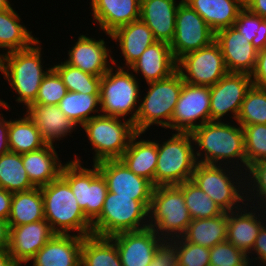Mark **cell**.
I'll return each instance as SVG.
<instances>
[{"instance_id": "cb8c5ba5", "label": "cell", "mask_w": 266, "mask_h": 266, "mask_svg": "<svg viewBox=\"0 0 266 266\" xmlns=\"http://www.w3.org/2000/svg\"><path fill=\"white\" fill-rule=\"evenodd\" d=\"M92 19L99 30L111 34L118 27L140 19L141 0H90Z\"/></svg>"}, {"instance_id": "7a4b0ae2", "label": "cell", "mask_w": 266, "mask_h": 266, "mask_svg": "<svg viewBox=\"0 0 266 266\" xmlns=\"http://www.w3.org/2000/svg\"><path fill=\"white\" fill-rule=\"evenodd\" d=\"M39 44L37 40L27 49L1 53L0 72L9 82L11 90L18 94L15 101L24 103L26 108L35 101L44 76L52 68L44 69L42 45Z\"/></svg>"}, {"instance_id": "4316f807", "label": "cell", "mask_w": 266, "mask_h": 266, "mask_svg": "<svg viewBox=\"0 0 266 266\" xmlns=\"http://www.w3.org/2000/svg\"><path fill=\"white\" fill-rule=\"evenodd\" d=\"M177 61L173 57L170 44L156 41L150 45L128 69L140 74L145 82L159 81L176 71Z\"/></svg>"}, {"instance_id": "ee69618b", "label": "cell", "mask_w": 266, "mask_h": 266, "mask_svg": "<svg viewBox=\"0 0 266 266\" xmlns=\"http://www.w3.org/2000/svg\"><path fill=\"white\" fill-rule=\"evenodd\" d=\"M67 92L61 77L51 68L44 76L38 95L32 104L58 105Z\"/></svg>"}, {"instance_id": "681fc988", "label": "cell", "mask_w": 266, "mask_h": 266, "mask_svg": "<svg viewBox=\"0 0 266 266\" xmlns=\"http://www.w3.org/2000/svg\"><path fill=\"white\" fill-rule=\"evenodd\" d=\"M250 77L254 86L266 88V47L258 51L256 65Z\"/></svg>"}, {"instance_id": "52a82bcc", "label": "cell", "mask_w": 266, "mask_h": 266, "mask_svg": "<svg viewBox=\"0 0 266 266\" xmlns=\"http://www.w3.org/2000/svg\"><path fill=\"white\" fill-rule=\"evenodd\" d=\"M183 79L176 70L169 77L147 83L148 89L140 99L139 110L133 123L135 131L145 133L152 125L167 129L178 101Z\"/></svg>"}, {"instance_id": "8d00e7d4", "label": "cell", "mask_w": 266, "mask_h": 266, "mask_svg": "<svg viewBox=\"0 0 266 266\" xmlns=\"http://www.w3.org/2000/svg\"><path fill=\"white\" fill-rule=\"evenodd\" d=\"M0 188L12 193L35 188L23 166L21 154L8 152L0 155Z\"/></svg>"}, {"instance_id": "8992f818", "label": "cell", "mask_w": 266, "mask_h": 266, "mask_svg": "<svg viewBox=\"0 0 266 266\" xmlns=\"http://www.w3.org/2000/svg\"><path fill=\"white\" fill-rule=\"evenodd\" d=\"M148 210V227L163 240L182 237L192 220L176 185L154 187Z\"/></svg>"}, {"instance_id": "ffe728a7", "label": "cell", "mask_w": 266, "mask_h": 266, "mask_svg": "<svg viewBox=\"0 0 266 266\" xmlns=\"http://www.w3.org/2000/svg\"><path fill=\"white\" fill-rule=\"evenodd\" d=\"M105 43L104 39L96 40L80 34L77 42L68 50V59L64 62L83 72L102 77L113 66L114 58Z\"/></svg>"}, {"instance_id": "836d02e7", "label": "cell", "mask_w": 266, "mask_h": 266, "mask_svg": "<svg viewBox=\"0 0 266 266\" xmlns=\"http://www.w3.org/2000/svg\"><path fill=\"white\" fill-rule=\"evenodd\" d=\"M15 120L9 119L8 140L10 152L23 154L46 145L32 119L25 113Z\"/></svg>"}, {"instance_id": "7bdbcfd3", "label": "cell", "mask_w": 266, "mask_h": 266, "mask_svg": "<svg viewBox=\"0 0 266 266\" xmlns=\"http://www.w3.org/2000/svg\"><path fill=\"white\" fill-rule=\"evenodd\" d=\"M244 133L247 168L266 160V124L241 126Z\"/></svg>"}, {"instance_id": "e575fe53", "label": "cell", "mask_w": 266, "mask_h": 266, "mask_svg": "<svg viewBox=\"0 0 266 266\" xmlns=\"http://www.w3.org/2000/svg\"><path fill=\"white\" fill-rule=\"evenodd\" d=\"M80 266H122L116 244L109 237H84Z\"/></svg>"}, {"instance_id": "83f0119b", "label": "cell", "mask_w": 266, "mask_h": 266, "mask_svg": "<svg viewBox=\"0 0 266 266\" xmlns=\"http://www.w3.org/2000/svg\"><path fill=\"white\" fill-rule=\"evenodd\" d=\"M21 156L27 175L35 187L45 186L61 176L64 165L54 145L46 144L39 150Z\"/></svg>"}, {"instance_id": "f6af8a7d", "label": "cell", "mask_w": 266, "mask_h": 266, "mask_svg": "<svg viewBox=\"0 0 266 266\" xmlns=\"http://www.w3.org/2000/svg\"><path fill=\"white\" fill-rule=\"evenodd\" d=\"M248 257L227 240L210 248V266H253Z\"/></svg>"}, {"instance_id": "f907efd6", "label": "cell", "mask_w": 266, "mask_h": 266, "mask_svg": "<svg viewBox=\"0 0 266 266\" xmlns=\"http://www.w3.org/2000/svg\"><path fill=\"white\" fill-rule=\"evenodd\" d=\"M13 193L0 188V219L8 220L11 212V200Z\"/></svg>"}, {"instance_id": "7c38bea8", "label": "cell", "mask_w": 266, "mask_h": 266, "mask_svg": "<svg viewBox=\"0 0 266 266\" xmlns=\"http://www.w3.org/2000/svg\"><path fill=\"white\" fill-rule=\"evenodd\" d=\"M176 70L184 82L201 86H213L228 73L216 41L180 57Z\"/></svg>"}, {"instance_id": "4fadbf2b", "label": "cell", "mask_w": 266, "mask_h": 266, "mask_svg": "<svg viewBox=\"0 0 266 266\" xmlns=\"http://www.w3.org/2000/svg\"><path fill=\"white\" fill-rule=\"evenodd\" d=\"M213 41L215 32L194 9L182 1L176 15L174 39L170 43L175 60Z\"/></svg>"}, {"instance_id": "db71d44e", "label": "cell", "mask_w": 266, "mask_h": 266, "mask_svg": "<svg viewBox=\"0 0 266 266\" xmlns=\"http://www.w3.org/2000/svg\"><path fill=\"white\" fill-rule=\"evenodd\" d=\"M10 227L6 220L0 219V251H7L9 248Z\"/></svg>"}, {"instance_id": "277c9868", "label": "cell", "mask_w": 266, "mask_h": 266, "mask_svg": "<svg viewBox=\"0 0 266 266\" xmlns=\"http://www.w3.org/2000/svg\"><path fill=\"white\" fill-rule=\"evenodd\" d=\"M244 173L228 165L222 167V165L197 163L191 181L203 190L224 212H231L247 204L246 195H244L246 194Z\"/></svg>"}, {"instance_id": "603a6c76", "label": "cell", "mask_w": 266, "mask_h": 266, "mask_svg": "<svg viewBox=\"0 0 266 266\" xmlns=\"http://www.w3.org/2000/svg\"><path fill=\"white\" fill-rule=\"evenodd\" d=\"M182 1L141 0L140 19L152 30L156 41L168 44L173 41L176 15Z\"/></svg>"}, {"instance_id": "74e56055", "label": "cell", "mask_w": 266, "mask_h": 266, "mask_svg": "<svg viewBox=\"0 0 266 266\" xmlns=\"http://www.w3.org/2000/svg\"><path fill=\"white\" fill-rule=\"evenodd\" d=\"M183 193L191 219H205L221 215L224 211L193 181L176 185Z\"/></svg>"}, {"instance_id": "6f0895ef", "label": "cell", "mask_w": 266, "mask_h": 266, "mask_svg": "<svg viewBox=\"0 0 266 266\" xmlns=\"http://www.w3.org/2000/svg\"><path fill=\"white\" fill-rule=\"evenodd\" d=\"M0 107L3 109H7L9 110V108L11 109L10 105L8 104V102H5L4 100L0 99ZM0 115H2V113H0Z\"/></svg>"}, {"instance_id": "60d3db41", "label": "cell", "mask_w": 266, "mask_h": 266, "mask_svg": "<svg viewBox=\"0 0 266 266\" xmlns=\"http://www.w3.org/2000/svg\"><path fill=\"white\" fill-rule=\"evenodd\" d=\"M233 27L259 51L266 47V19L251 13L244 7Z\"/></svg>"}, {"instance_id": "6da1fadb", "label": "cell", "mask_w": 266, "mask_h": 266, "mask_svg": "<svg viewBox=\"0 0 266 266\" xmlns=\"http://www.w3.org/2000/svg\"><path fill=\"white\" fill-rule=\"evenodd\" d=\"M236 124L238 126L230 122L209 121L193 130L191 135L197 148V162L222 166L230 164L231 167L246 172L244 133L241 125Z\"/></svg>"}, {"instance_id": "ba28073f", "label": "cell", "mask_w": 266, "mask_h": 266, "mask_svg": "<svg viewBox=\"0 0 266 266\" xmlns=\"http://www.w3.org/2000/svg\"><path fill=\"white\" fill-rule=\"evenodd\" d=\"M138 80L129 69L112 66L100 81V113L124 119L131 115L128 119L134 123L141 98Z\"/></svg>"}, {"instance_id": "9c48e42d", "label": "cell", "mask_w": 266, "mask_h": 266, "mask_svg": "<svg viewBox=\"0 0 266 266\" xmlns=\"http://www.w3.org/2000/svg\"><path fill=\"white\" fill-rule=\"evenodd\" d=\"M148 208L132 197L107 192L100 215L92 222V235L112 237L148 227Z\"/></svg>"}, {"instance_id": "3957f363", "label": "cell", "mask_w": 266, "mask_h": 266, "mask_svg": "<svg viewBox=\"0 0 266 266\" xmlns=\"http://www.w3.org/2000/svg\"><path fill=\"white\" fill-rule=\"evenodd\" d=\"M44 202V219L55 234L92 235V222L85 216L69 184L60 176L40 187ZM77 232V234H76Z\"/></svg>"}, {"instance_id": "9f6ffc18", "label": "cell", "mask_w": 266, "mask_h": 266, "mask_svg": "<svg viewBox=\"0 0 266 266\" xmlns=\"http://www.w3.org/2000/svg\"><path fill=\"white\" fill-rule=\"evenodd\" d=\"M11 6L8 0H0V12L10 9Z\"/></svg>"}, {"instance_id": "7dc6e473", "label": "cell", "mask_w": 266, "mask_h": 266, "mask_svg": "<svg viewBox=\"0 0 266 266\" xmlns=\"http://www.w3.org/2000/svg\"><path fill=\"white\" fill-rule=\"evenodd\" d=\"M148 266H179L177 245L172 240H163Z\"/></svg>"}, {"instance_id": "b9f144b4", "label": "cell", "mask_w": 266, "mask_h": 266, "mask_svg": "<svg viewBox=\"0 0 266 266\" xmlns=\"http://www.w3.org/2000/svg\"><path fill=\"white\" fill-rule=\"evenodd\" d=\"M245 178H247L245 179L246 203L250 204L254 200L256 202L253 201L251 205L256 203L255 205H259L258 207L266 209V160L249 165L245 172Z\"/></svg>"}, {"instance_id": "e0dca14e", "label": "cell", "mask_w": 266, "mask_h": 266, "mask_svg": "<svg viewBox=\"0 0 266 266\" xmlns=\"http://www.w3.org/2000/svg\"><path fill=\"white\" fill-rule=\"evenodd\" d=\"M117 247L122 266H148L163 241L153 228L129 231L109 237Z\"/></svg>"}, {"instance_id": "816d5d0a", "label": "cell", "mask_w": 266, "mask_h": 266, "mask_svg": "<svg viewBox=\"0 0 266 266\" xmlns=\"http://www.w3.org/2000/svg\"><path fill=\"white\" fill-rule=\"evenodd\" d=\"M9 120L0 115V155L10 152L8 140Z\"/></svg>"}, {"instance_id": "2e32d148", "label": "cell", "mask_w": 266, "mask_h": 266, "mask_svg": "<svg viewBox=\"0 0 266 266\" xmlns=\"http://www.w3.org/2000/svg\"><path fill=\"white\" fill-rule=\"evenodd\" d=\"M96 165L107 182L109 192L117 196L132 197L149 209L154 188L149 180L136 175L120 159L104 160Z\"/></svg>"}, {"instance_id": "ab89813d", "label": "cell", "mask_w": 266, "mask_h": 266, "mask_svg": "<svg viewBox=\"0 0 266 266\" xmlns=\"http://www.w3.org/2000/svg\"><path fill=\"white\" fill-rule=\"evenodd\" d=\"M241 126L266 124V88L252 85L236 120Z\"/></svg>"}, {"instance_id": "d6986e66", "label": "cell", "mask_w": 266, "mask_h": 266, "mask_svg": "<svg viewBox=\"0 0 266 266\" xmlns=\"http://www.w3.org/2000/svg\"><path fill=\"white\" fill-rule=\"evenodd\" d=\"M54 234L46 219L10 227L9 254L20 266H26Z\"/></svg>"}, {"instance_id": "30bf717a", "label": "cell", "mask_w": 266, "mask_h": 266, "mask_svg": "<svg viewBox=\"0 0 266 266\" xmlns=\"http://www.w3.org/2000/svg\"><path fill=\"white\" fill-rule=\"evenodd\" d=\"M85 130L90 144L93 146V163L104 160L120 159L128 148L131 138L137 133L129 119L98 115L87 121Z\"/></svg>"}, {"instance_id": "d590c367", "label": "cell", "mask_w": 266, "mask_h": 266, "mask_svg": "<svg viewBox=\"0 0 266 266\" xmlns=\"http://www.w3.org/2000/svg\"><path fill=\"white\" fill-rule=\"evenodd\" d=\"M58 107L73 123L77 126H83L90 119L100 115V94L68 91L61 99ZM94 113H98V115Z\"/></svg>"}, {"instance_id": "bcb514c9", "label": "cell", "mask_w": 266, "mask_h": 266, "mask_svg": "<svg viewBox=\"0 0 266 266\" xmlns=\"http://www.w3.org/2000/svg\"><path fill=\"white\" fill-rule=\"evenodd\" d=\"M177 245L179 266H210V249L185 241L182 237L172 240Z\"/></svg>"}, {"instance_id": "d6a6232c", "label": "cell", "mask_w": 266, "mask_h": 266, "mask_svg": "<svg viewBox=\"0 0 266 266\" xmlns=\"http://www.w3.org/2000/svg\"><path fill=\"white\" fill-rule=\"evenodd\" d=\"M44 219V202L40 187L14 192L11 200L9 227L20 226Z\"/></svg>"}, {"instance_id": "d4e9b609", "label": "cell", "mask_w": 266, "mask_h": 266, "mask_svg": "<svg viewBox=\"0 0 266 266\" xmlns=\"http://www.w3.org/2000/svg\"><path fill=\"white\" fill-rule=\"evenodd\" d=\"M111 40L119 42L121 54L124 58L125 66L116 65L118 60L113 59V66L119 68H129L136 62L142 53L154 42H156L152 30L141 20L133 21L129 24L118 27L111 34L106 33Z\"/></svg>"}, {"instance_id": "9a60e30c", "label": "cell", "mask_w": 266, "mask_h": 266, "mask_svg": "<svg viewBox=\"0 0 266 266\" xmlns=\"http://www.w3.org/2000/svg\"><path fill=\"white\" fill-rule=\"evenodd\" d=\"M252 85L249 74L227 73L210 86V121H222L230 112L236 123L242 102Z\"/></svg>"}, {"instance_id": "ac0fdd59", "label": "cell", "mask_w": 266, "mask_h": 266, "mask_svg": "<svg viewBox=\"0 0 266 266\" xmlns=\"http://www.w3.org/2000/svg\"><path fill=\"white\" fill-rule=\"evenodd\" d=\"M228 73L253 72L258 50L234 27L224 28L215 33Z\"/></svg>"}, {"instance_id": "7402d4cb", "label": "cell", "mask_w": 266, "mask_h": 266, "mask_svg": "<svg viewBox=\"0 0 266 266\" xmlns=\"http://www.w3.org/2000/svg\"><path fill=\"white\" fill-rule=\"evenodd\" d=\"M83 238L54 234L30 261L33 266H80Z\"/></svg>"}, {"instance_id": "1f68e13d", "label": "cell", "mask_w": 266, "mask_h": 266, "mask_svg": "<svg viewBox=\"0 0 266 266\" xmlns=\"http://www.w3.org/2000/svg\"><path fill=\"white\" fill-rule=\"evenodd\" d=\"M20 22L21 18L13 7L0 12V48L5 49L4 53L27 49L38 40Z\"/></svg>"}, {"instance_id": "f1b7e54d", "label": "cell", "mask_w": 266, "mask_h": 266, "mask_svg": "<svg viewBox=\"0 0 266 266\" xmlns=\"http://www.w3.org/2000/svg\"><path fill=\"white\" fill-rule=\"evenodd\" d=\"M136 133L130 140L128 148L120 160L136 175L149 180L154 186V175L157 167V141L142 139ZM137 138H141L140 140Z\"/></svg>"}, {"instance_id": "44dd1931", "label": "cell", "mask_w": 266, "mask_h": 266, "mask_svg": "<svg viewBox=\"0 0 266 266\" xmlns=\"http://www.w3.org/2000/svg\"><path fill=\"white\" fill-rule=\"evenodd\" d=\"M244 206L238 210L227 212V241L248 254L254 246L260 229L266 224V209L263 211L261 207L257 208L248 203ZM257 211L260 214H257ZM262 219H265V222Z\"/></svg>"}, {"instance_id": "5b68a950", "label": "cell", "mask_w": 266, "mask_h": 266, "mask_svg": "<svg viewBox=\"0 0 266 266\" xmlns=\"http://www.w3.org/2000/svg\"><path fill=\"white\" fill-rule=\"evenodd\" d=\"M158 142L154 187L179 185L191 180L198 163L191 133L175 132L170 139L161 144Z\"/></svg>"}, {"instance_id": "5bb4252c", "label": "cell", "mask_w": 266, "mask_h": 266, "mask_svg": "<svg viewBox=\"0 0 266 266\" xmlns=\"http://www.w3.org/2000/svg\"><path fill=\"white\" fill-rule=\"evenodd\" d=\"M199 120V122H197ZM210 121V86L183 83L171 123L175 132H192Z\"/></svg>"}, {"instance_id": "484cf974", "label": "cell", "mask_w": 266, "mask_h": 266, "mask_svg": "<svg viewBox=\"0 0 266 266\" xmlns=\"http://www.w3.org/2000/svg\"><path fill=\"white\" fill-rule=\"evenodd\" d=\"M25 109L46 144L54 145L55 141L63 140L77 127L58 105L30 104Z\"/></svg>"}, {"instance_id": "f5cc1de1", "label": "cell", "mask_w": 266, "mask_h": 266, "mask_svg": "<svg viewBox=\"0 0 266 266\" xmlns=\"http://www.w3.org/2000/svg\"><path fill=\"white\" fill-rule=\"evenodd\" d=\"M244 6L251 13L266 19V0H244Z\"/></svg>"}, {"instance_id": "f546056e", "label": "cell", "mask_w": 266, "mask_h": 266, "mask_svg": "<svg viewBox=\"0 0 266 266\" xmlns=\"http://www.w3.org/2000/svg\"><path fill=\"white\" fill-rule=\"evenodd\" d=\"M194 9L216 33L233 27L239 12L245 7L244 0H183Z\"/></svg>"}, {"instance_id": "4dcf8cb0", "label": "cell", "mask_w": 266, "mask_h": 266, "mask_svg": "<svg viewBox=\"0 0 266 266\" xmlns=\"http://www.w3.org/2000/svg\"><path fill=\"white\" fill-rule=\"evenodd\" d=\"M182 238L190 243L212 248L227 240V212L205 219H192Z\"/></svg>"}, {"instance_id": "8fae6325", "label": "cell", "mask_w": 266, "mask_h": 266, "mask_svg": "<svg viewBox=\"0 0 266 266\" xmlns=\"http://www.w3.org/2000/svg\"><path fill=\"white\" fill-rule=\"evenodd\" d=\"M75 159V160H74ZM78 156L64 164L61 177L69 184L79 207L93 222L102 212L108 192L107 182L96 164L85 168Z\"/></svg>"}, {"instance_id": "11a10c76", "label": "cell", "mask_w": 266, "mask_h": 266, "mask_svg": "<svg viewBox=\"0 0 266 266\" xmlns=\"http://www.w3.org/2000/svg\"><path fill=\"white\" fill-rule=\"evenodd\" d=\"M0 266H20L13 257L9 254V251H0Z\"/></svg>"}, {"instance_id": "c3c4849f", "label": "cell", "mask_w": 266, "mask_h": 266, "mask_svg": "<svg viewBox=\"0 0 266 266\" xmlns=\"http://www.w3.org/2000/svg\"><path fill=\"white\" fill-rule=\"evenodd\" d=\"M253 254L256 255L255 258L252 257ZM247 255L251 256V258L248 257L250 264L254 261L255 266L256 260H259L258 263L260 264L258 265L266 266V224L260 229L259 234L255 239L254 246Z\"/></svg>"}, {"instance_id": "f35d334b", "label": "cell", "mask_w": 266, "mask_h": 266, "mask_svg": "<svg viewBox=\"0 0 266 266\" xmlns=\"http://www.w3.org/2000/svg\"><path fill=\"white\" fill-rule=\"evenodd\" d=\"M51 66L61 77L67 91L100 94V81L102 77L83 72L81 69L65 62Z\"/></svg>"}]
</instances>
